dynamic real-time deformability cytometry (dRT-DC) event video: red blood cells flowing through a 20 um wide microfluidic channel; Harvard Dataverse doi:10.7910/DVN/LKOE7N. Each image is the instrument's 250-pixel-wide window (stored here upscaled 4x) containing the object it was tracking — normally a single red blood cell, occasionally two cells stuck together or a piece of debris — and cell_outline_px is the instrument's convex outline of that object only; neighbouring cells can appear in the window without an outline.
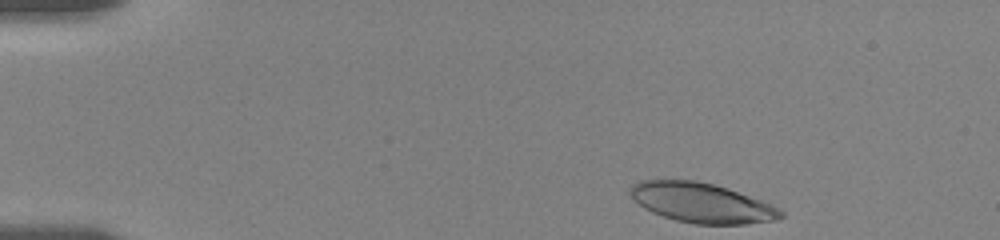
{"species": "human", "species_latin": "Homo sapiens", "temperature_condition": "room temperature", "stored_images_in_passage": 19, "camera_frame_rate_fps": 3000, "um_per_image_px": 0.085, "donor": {"sex": "female"}, "frame": {"image": 1, "passage_image": 1, "time_ms": 0.0, "image_size_px": [1000, 240], "cell_outline_px": [[784, 216], [776, 220], [744, 224], [696, 224], [676, 220], [652, 212], [644, 208], [628, 192], [632, 184], [640, 180], [696, 180], [728, 188], [760, 200], [784, 212]], "centroid_in_image_um": [59.62, 17.23], "position_along_channel_um": 25.4, "area_um2": 34.51}}
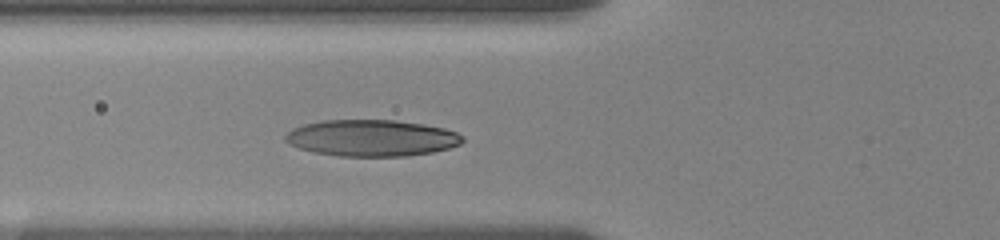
{"frame": {"image": 2, "passage_image": 14, "time_ms": 4.333, "image_size_px": [1000, 240], "cell_outline_px": [[464, 140], [460, 144], [448, 148], [432, 152], [408, 156], [340, 156], [312, 152], [300, 148], [284, 140], [284, 136], [292, 128], [304, 124], [324, 120], [392, 120], [424, 124], [444, 128], [456, 132], [464, 136]], "centroid_in_image_um": [31.6, 11.73], "position_along_channel_um": 94.2, "area_um2": 37.69}}
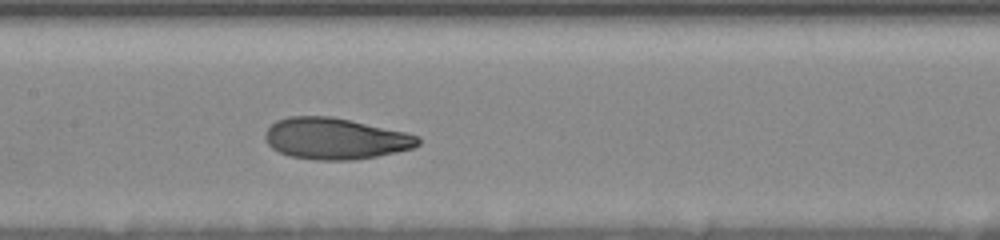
{"frame": {"image": 3, "passage_image": 19, "time_ms": 6.667, "image_size_px": [1000, 240], "cell_outline_px": [[420, 144], [412, 148], [396, 152], [376, 156], [352, 160], [316, 160], [288, 156], [272, 148], [268, 144], [264, 136], [264, 132], [276, 120], [288, 116], [332, 116], [408, 132], [420, 136]], "centroid_in_image_um": [28.5, 11.77], "position_along_channel_um": 178.9, "area_um2": 37.11}}